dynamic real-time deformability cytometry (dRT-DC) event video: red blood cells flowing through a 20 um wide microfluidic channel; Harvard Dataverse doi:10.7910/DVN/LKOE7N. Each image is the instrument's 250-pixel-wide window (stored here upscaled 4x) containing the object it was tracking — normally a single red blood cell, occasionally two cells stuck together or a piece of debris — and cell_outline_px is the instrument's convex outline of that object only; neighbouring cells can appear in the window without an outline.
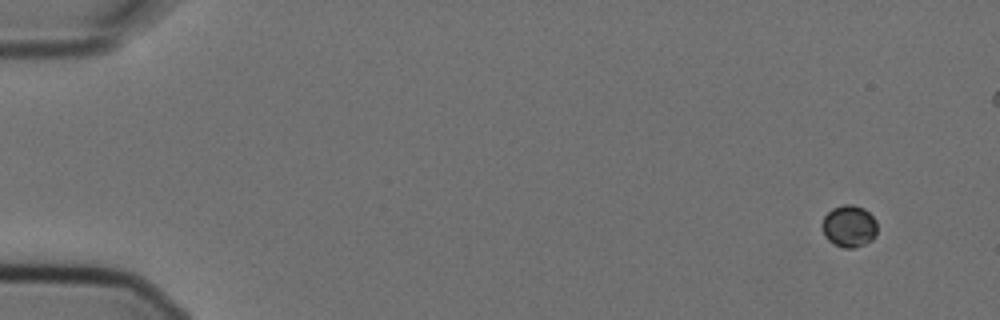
{"species": "Egyptian fruit bat (a non-hibernating species)", "species_latin": "Rousettus aegyptiacus", "temperature_condition": "cold", "stored_images_in_passage": 4, "segment_of_instrument_passage": [2, 2], "camera_frame_rate_fps": 3000, "um_per_image_px": 0.085, "animal": {"sex": "female"}, "frame": {"image": 1, "passage_image": 4, "time_ms": 1.0, "image_size_px": [1000, 320], "cell_outline_px": [[876, 236], [872, 240], [856, 248], [844, 248], [828, 240], [824, 236], [820, 224], [824, 216], [832, 208], [844, 204], [852, 204], [864, 208], [876, 220]], "centroid_in_image_um": [72.16, 19.22], "position_along_channel_um": 12.8, "area_um2": 13.64}}